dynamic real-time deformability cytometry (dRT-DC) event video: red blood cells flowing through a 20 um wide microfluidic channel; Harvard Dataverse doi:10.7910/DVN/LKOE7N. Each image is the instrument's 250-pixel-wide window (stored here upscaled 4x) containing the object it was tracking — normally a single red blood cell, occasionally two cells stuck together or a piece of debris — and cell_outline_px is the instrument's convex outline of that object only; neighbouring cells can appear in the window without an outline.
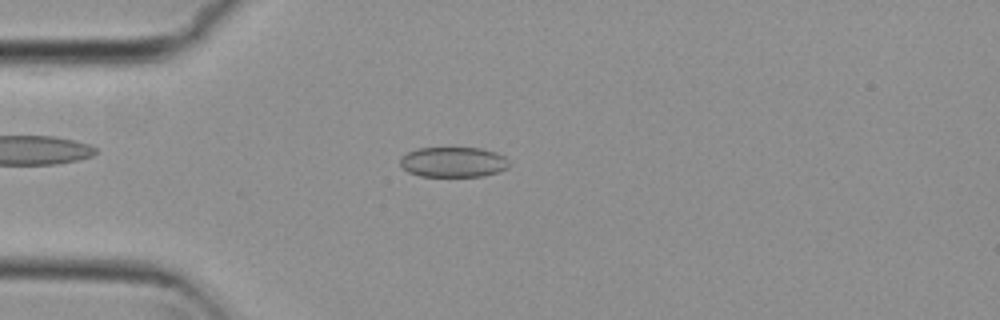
{"species": "common noctule bat (a hibernating species)", "species_latin": "Nyctalus noctula", "temperature_condition": "cold", "stored_images_in_passage": 2, "camera_frame_rate_fps": 3000, "um_per_image_px": 0.085, "animal": {"sex": "female", "body_mass_g": 29.2, "forearm_length_mm": 56.3}, "frame": {"image": 1, "passage_image": 2, "time_ms": 0.333, "image_size_px": [1000, 320], "cell_outline_px": [[512, 164], [508, 168], [500, 172], [484, 176], [420, 176], [408, 172], [400, 164], [400, 156], [416, 148], [480, 148], [496, 152], [504, 156]], "centroid_in_image_um": [38.56, 13.78], "position_along_channel_um": 46.4, "area_um2": 19.42}}